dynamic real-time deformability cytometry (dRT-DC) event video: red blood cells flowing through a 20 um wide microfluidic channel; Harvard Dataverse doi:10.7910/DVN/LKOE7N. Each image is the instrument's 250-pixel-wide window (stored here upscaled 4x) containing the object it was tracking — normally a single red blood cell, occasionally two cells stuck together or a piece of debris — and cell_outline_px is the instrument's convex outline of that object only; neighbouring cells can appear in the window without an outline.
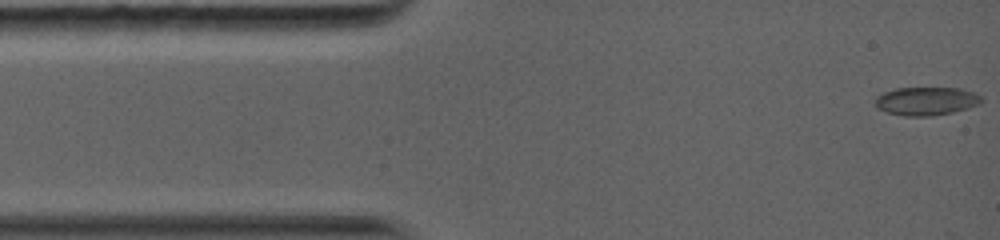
{"species": "common noctule bat (a hibernating species)", "species_latin": "Nyctalus noctula", "temperature_condition": "warm", "stored_images_in_passage": 39, "camera_frame_rate_fps": 5000, "um_per_image_px": 0.085, "animal": {"sex": "female", "body_mass_g": 19.0, "forearm_length_mm": 56.7}, "frame": {"image": 1, "passage_image": 1, "time_ms": 0.0, "image_size_px": [1000, 240], "cell_outline_px": [[984, 100], [980, 104], [968, 108], [952, 112], [932, 116], [904, 116], [888, 112], [876, 108], [876, 96], [884, 92], [896, 88], [960, 88], [972, 92], [980, 96]], "centroid_in_image_um": [78.74, 8.59], "position_along_channel_um": 6.3, "area_um2": 17.51}}
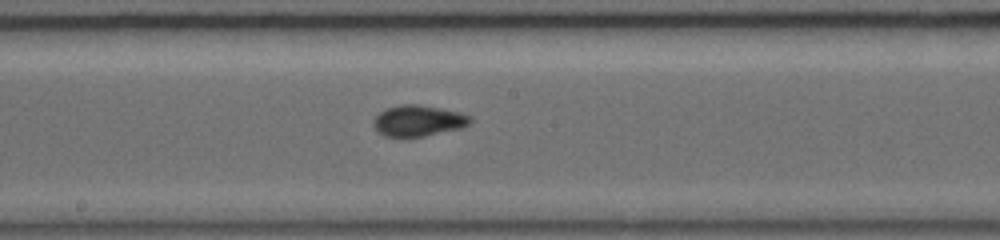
{"frame": {"image": 2, "passage_image": 17, "time_ms": 6.8, "image_size_px": [1000, 240], "cell_outline_px": [[472, 120], [468, 124], [460, 128], [424, 136], [384, 136], [372, 124], [372, 120], [384, 108], [400, 104], [420, 104], [460, 112], [472, 116]], "centroid_in_image_um": [35.54, 10.24], "position_along_channel_um": 212.7, "area_um2": 17.46}}
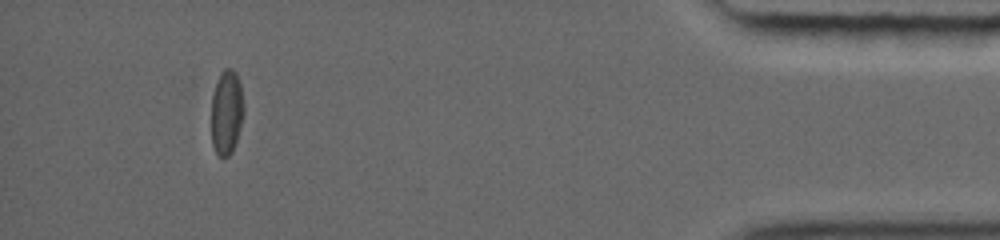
{"frame": {"image": 3, "passage_image": 34, "time_ms": 13.4, "image_size_px": [1000, 240], "cell_outline_px": [[244, 112], [236, 140], [232, 152], [228, 156], [216, 156], [212, 144], [212, 96], [220, 72], [224, 68], [232, 68], [236, 72], [240, 84], [244, 104]], "centroid_in_image_um": [19.26, 9.53], "position_along_channel_um": 415.9, "area_um2": 16.01}, "authors_computed_cell_mechanics": {"area_um2": 16.5308, "velocity_mm_per_s": 4.1692, "shape_relaxation_time_tau1_ms": 3.5574, "shape_relaxation_time_tau2_ms": 1.8824, "deformation_change_tau1": 0.1107, "deformation_change_tau2": 0.0581}}